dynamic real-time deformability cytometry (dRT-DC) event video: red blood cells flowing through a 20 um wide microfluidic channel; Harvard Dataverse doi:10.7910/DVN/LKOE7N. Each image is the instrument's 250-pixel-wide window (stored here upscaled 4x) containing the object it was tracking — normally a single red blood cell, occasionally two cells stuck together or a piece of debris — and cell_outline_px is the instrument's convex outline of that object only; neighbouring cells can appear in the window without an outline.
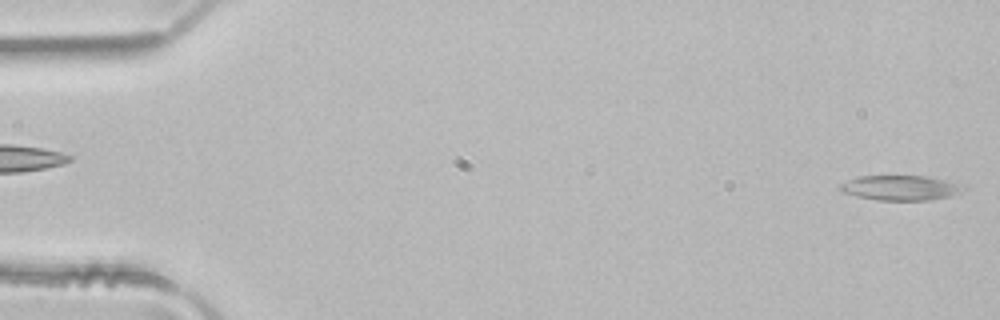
{"species": "common noctule bat (a hibernating species)", "species_latin": "Nyctalus noctula", "temperature_condition": "room temperature", "stored_images_in_passage": 4, "camera_frame_rate_fps": 3000, "um_per_image_px": 0.085, "animal": {"sex": "male", "body_mass_g": 21.5, "forearm_length_mm": 52.0}, "frame": {"image": 1, "passage_image": 4, "time_ms": 1.0, "image_size_px": [1000, 320], "cell_outline_px": [[968, 188], [964, 192], [948, 196], [928, 200], [876, 200], [856, 196], [840, 192], [836, 188], [840, 184], [848, 180], [860, 176], [928, 176], [968, 184]], "centroid_in_image_um": [76.61, 15.96], "position_along_channel_um": 8.4, "area_um2": 18.38}}